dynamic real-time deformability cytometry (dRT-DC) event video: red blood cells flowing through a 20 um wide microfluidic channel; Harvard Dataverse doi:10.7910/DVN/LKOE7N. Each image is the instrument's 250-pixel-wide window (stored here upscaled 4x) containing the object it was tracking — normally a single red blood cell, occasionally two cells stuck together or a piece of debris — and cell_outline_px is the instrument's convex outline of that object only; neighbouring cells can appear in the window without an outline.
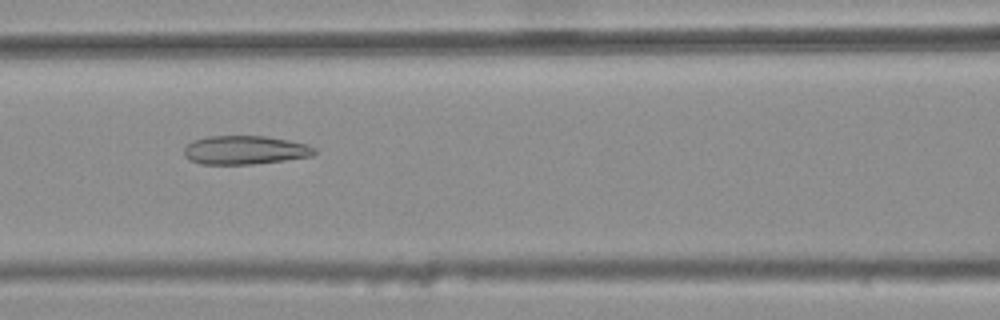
{"species": "common noctule bat (a hibernating species)", "species_latin": "Nyctalus noctula", "temperature_condition": "warm", "stored_images_in_passage": 35, "camera_frame_rate_fps": 3000, "um_per_image_px": 0.085, "animal": {"sex": "female", "body_mass_g": 25.1}, "frame": {"image": 1, "passage_image": 11, "time_ms": 3.333, "image_size_px": [1000, 320], "cell_outline_px": [[316, 152], [312, 156], [284, 160], [252, 164], [200, 164], [188, 160], [184, 156], [184, 148], [192, 140], [208, 136], [264, 136], [288, 140], [308, 144], [316, 148]], "centroid_in_image_um": [20.8, 12.75], "position_along_channel_um": 145.8, "area_um2": 21.91}}
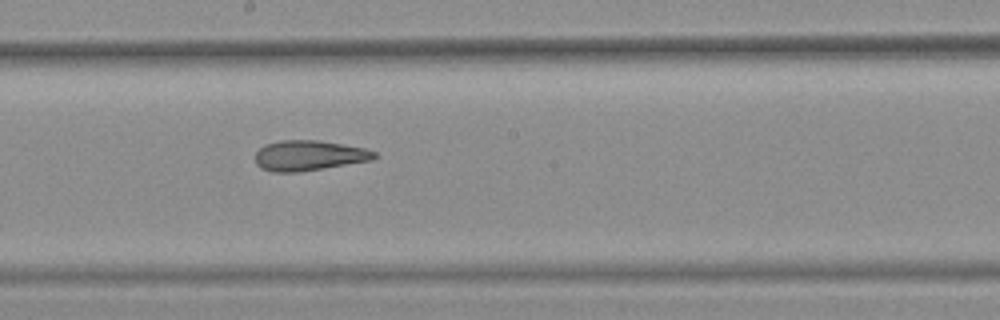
{"frame": {"image": 2, "passage_image": 17, "time_ms": 5.333, "image_size_px": [1000, 320], "cell_outline_px": [[376, 156], [372, 160], [300, 172], [272, 172], [260, 168], [256, 164], [256, 152], [264, 144], [280, 140], [320, 140], [364, 148], [376, 152]], "centroid_in_image_um": [26.23, 13.22], "position_along_channel_um": 222.0, "area_um2": 21.04}}
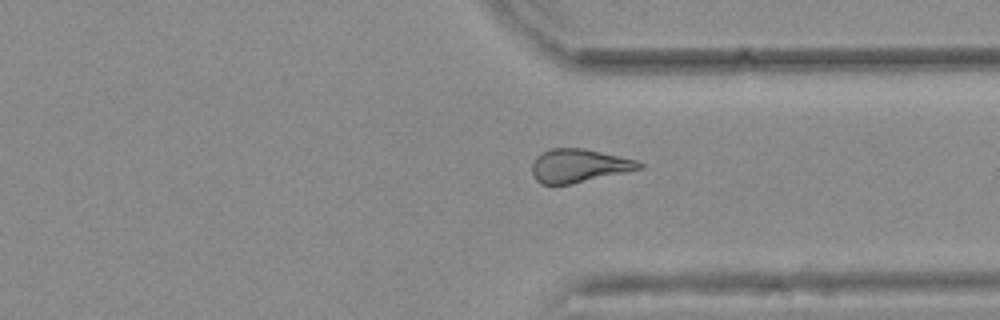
{"frame": {"image": 3, "passage_image": 28, "time_ms": 9.0, "image_size_px": [1000, 320], "cell_outline_px": [[644, 168], [572, 184], [540, 184], [532, 176], [532, 164], [536, 156], [552, 148], [584, 148], [636, 160], [644, 164]], "centroid_in_image_um": [49.2, 14.09], "position_along_channel_um": 362.2, "area_um2": 20.87}, "authors_computed_cell_mechanics": {"area_um2": 21.0392, "velocity_mm_per_s": 3.8192, "shape_relaxation_time_tau1_ms": null, "shape_relaxation_time_tau2_ms": 2.1744, "deformation_change_tau1": null, "deformation_change_tau2": 0.1181}}